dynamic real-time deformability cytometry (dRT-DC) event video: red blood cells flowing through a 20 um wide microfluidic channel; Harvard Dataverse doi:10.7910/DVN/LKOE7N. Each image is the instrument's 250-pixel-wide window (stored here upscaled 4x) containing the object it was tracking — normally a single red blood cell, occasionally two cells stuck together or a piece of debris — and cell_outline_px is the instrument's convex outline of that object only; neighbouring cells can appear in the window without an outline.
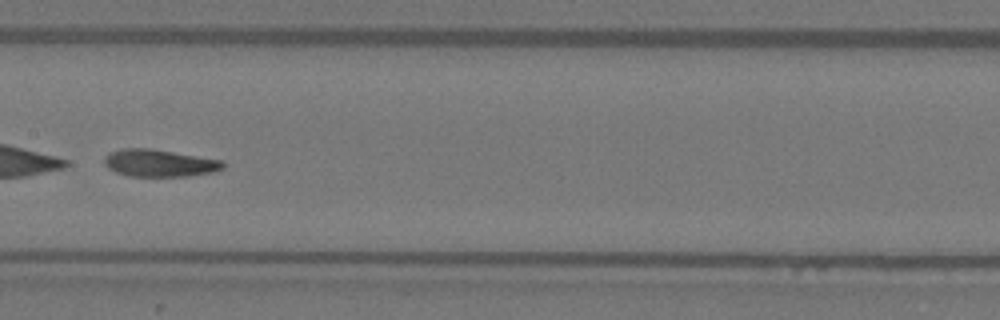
{"species": "Egyptian fruit bat (a non-hibernating species)", "species_latin": "Rousettus aegyptiacus", "temperature_condition": "warm", "stored_images_in_passage": 35, "camera_frame_rate_fps": 3000, "um_per_image_px": 0.085, "animal": {"sex": "female"}, "frame": {"image": 1, "passage_image": 11, "time_ms": 3.333, "image_size_px": [1000, 320], "cell_outline_px": [[224, 168], [212, 172], [188, 176], [128, 176], [116, 172], [108, 168], [104, 164], [104, 156], [108, 152], [120, 148], [152, 148], [224, 160]], "centroid_in_image_um": [13.53, 13.84], "position_along_channel_um": 193.9, "area_um2": 19.13}, "authors_computed_cell_mechanics": {"area_um2": 19.5364, "velocity_mm_per_s": 3.9799, "shape_relaxation_time_tau1_ms": 1.7003, "shape_relaxation_time_tau2_ms": 1.1167, "deformation_change_tau1": 0.2573, "deformation_change_tau2": 0.0634}}